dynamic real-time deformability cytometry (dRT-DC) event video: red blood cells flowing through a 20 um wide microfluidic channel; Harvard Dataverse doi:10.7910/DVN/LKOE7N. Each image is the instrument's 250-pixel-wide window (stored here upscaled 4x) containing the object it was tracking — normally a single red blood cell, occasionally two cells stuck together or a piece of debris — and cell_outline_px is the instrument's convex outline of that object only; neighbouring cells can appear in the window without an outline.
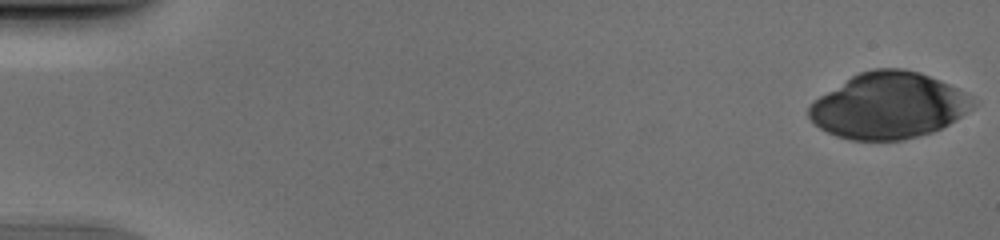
{"species": "human", "species_latin": "Homo sapiens", "temperature_condition": "cold", "stored_images_in_passage": 51, "camera_frame_rate_fps": 3000, "um_per_image_px": 0.085, "donor": {"sex": "male"}, "frame": {"image": 1, "passage_image": 1, "time_ms": 0.0, "image_size_px": [1000, 240], "cell_outline_px": [[976, 104], [972, 108], [956, 120], [932, 132], [904, 140], [848, 140], [836, 136], [820, 128], [808, 116], [808, 108], [812, 100], [852, 76], [860, 72], [872, 68], [904, 68], [920, 72], [940, 80], [972, 96]], "centroid_in_image_um": [75.52, 8.97], "position_along_channel_um": 9.5, "area_um2": 63.23}}
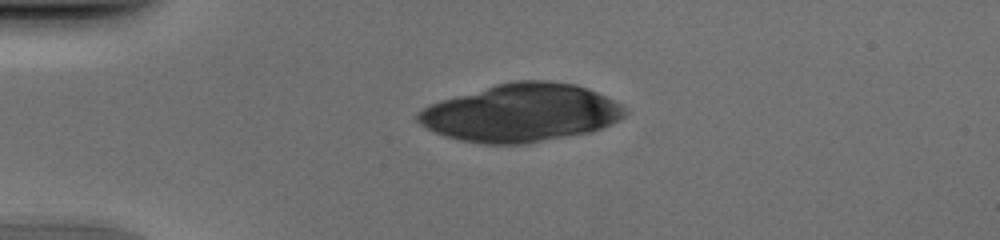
{"frame": {"image": 2, "passage_image": 13, "time_ms": 4.0, "image_size_px": [1000, 240], "cell_outline_px": [[628, 112], [620, 120], [612, 124], [592, 132], [528, 144], [480, 144], [460, 140], [444, 136], [420, 124], [416, 120], [416, 112], [428, 104], [440, 100], [496, 84], [512, 80], [552, 80], [576, 84], [588, 88], [620, 104]], "centroid_in_image_um": [44.29, 9.6], "position_along_channel_um": 40.7, "area_um2": 70.4}}